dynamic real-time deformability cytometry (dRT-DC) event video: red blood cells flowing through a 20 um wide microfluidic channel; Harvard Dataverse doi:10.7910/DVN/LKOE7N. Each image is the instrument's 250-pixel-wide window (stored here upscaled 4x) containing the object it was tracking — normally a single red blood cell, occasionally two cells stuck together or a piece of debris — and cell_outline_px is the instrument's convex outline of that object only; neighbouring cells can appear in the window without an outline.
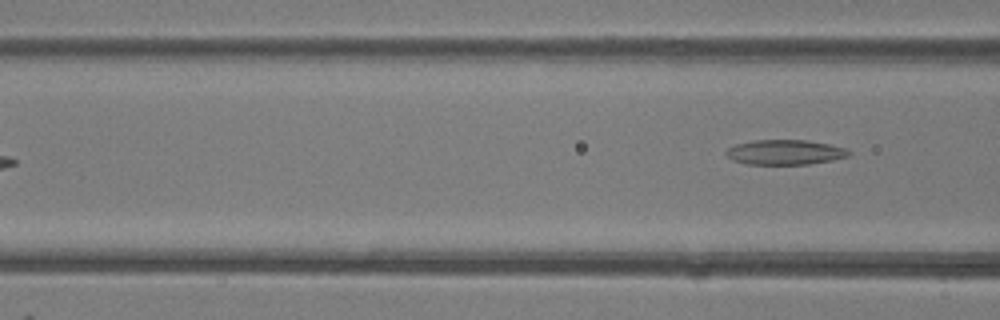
{"species": "common noctule bat (a hibernating species)", "species_latin": "Nyctalus noctula", "temperature_condition": "room temperature", "stored_images_in_passage": 4, "camera_frame_rate_fps": 3000, "um_per_image_px": 0.085, "animal": {"sex": "female"}, "frame": {"image": 1, "passage_image": 4, "time_ms": 1.0, "image_size_px": [1000, 320], "cell_outline_px": [[852, 152], [848, 156], [832, 160], [808, 164], [744, 164], [732, 160], [724, 152], [728, 148], [736, 144], [752, 140], [804, 140], [828, 144], [844, 148]], "centroid_in_image_um": [66.69, 12.94], "position_along_channel_um": 99.9, "area_um2": 17.74}}